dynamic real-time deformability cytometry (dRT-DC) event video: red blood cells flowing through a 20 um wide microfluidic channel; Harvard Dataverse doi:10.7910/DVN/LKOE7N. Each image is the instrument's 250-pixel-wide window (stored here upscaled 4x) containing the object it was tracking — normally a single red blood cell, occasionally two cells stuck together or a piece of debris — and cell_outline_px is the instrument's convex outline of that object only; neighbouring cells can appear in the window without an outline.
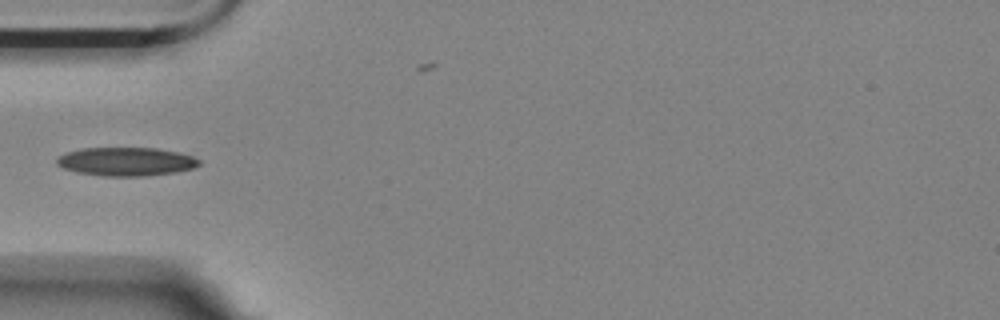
{"species": "Egyptian fruit bat (a non-hibernating species)", "species_latin": "Rousettus aegyptiacus", "temperature_condition": "room temperature", "stored_images_in_passage": 4, "camera_frame_rate_fps": 3000, "um_per_image_px": 0.085, "animal": {"sex": "female"}, "frame": {"image": 1, "passage_image": 3, "time_ms": 2.0, "image_size_px": [1000, 320], "cell_outline_px": [[200, 164], [192, 168], [176, 172], [144, 176], [104, 176], [80, 172], [64, 168], [56, 164], [56, 156], [64, 152], [80, 148], [156, 148], [176, 152], [192, 156], [200, 160]], "centroid_in_image_um": [10.68, 13.72], "position_along_channel_um": 74.3, "area_um2": 23.64}}